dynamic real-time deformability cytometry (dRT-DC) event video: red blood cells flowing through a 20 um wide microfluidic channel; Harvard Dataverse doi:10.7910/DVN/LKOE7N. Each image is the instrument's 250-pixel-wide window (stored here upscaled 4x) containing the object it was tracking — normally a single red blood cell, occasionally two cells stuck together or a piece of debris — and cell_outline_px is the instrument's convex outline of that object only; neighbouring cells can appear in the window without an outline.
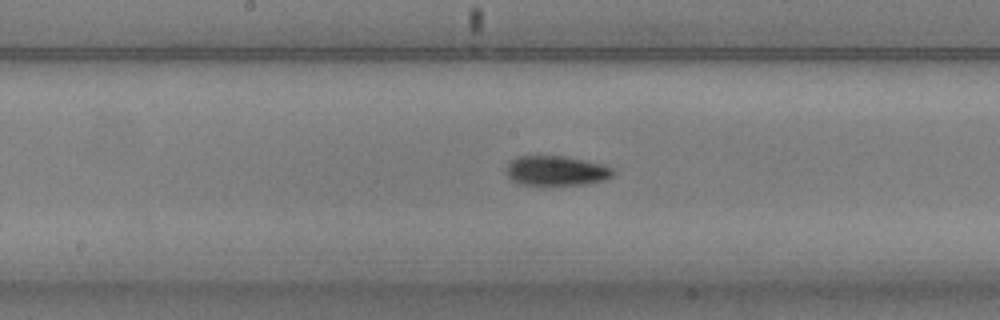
{"species": "common noctule bat (a hibernating species)", "species_latin": "Nyctalus noctula", "temperature_condition": "warm", "stored_images_in_passage": 54, "camera_frame_rate_fps": 3000, "um_per_image_px": 0.085, "animal": {"sex": "male", "body_mass_g": 20.5, "forearm_length_mm": 52.5}, "frame": {"image": 1, "passage_image": 27, "time_ms": 8.667, "image_size_px": [1000, 320], "cell_outline_px": [[616, 172], [612, 176], [604, 180], [584, 184], [524, 184], [512, 180], [504, 172], [508, 160], [516, 156], [564, 156], [604, 164], [612, 168]], "centroid_in_image_um": [47.26, 14.49], "position_along_channel_um": 200.9, "area_um2": 18.55}}
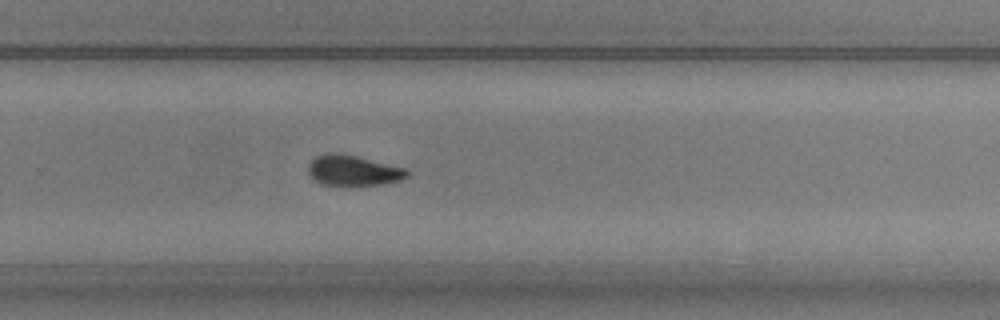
{"frame": {"image": 2, "passage_image": 35, "time_ms": 11.333, "image_size_px": [1000, 320], "cell_outline_px": [[408, 176], [400, 180], [380, 184], [344, 188], [320, 184], [308, 172], [308, 164], [316, 156], [324, 152], [340, 152], [408, 168]], "centroid_in_image_um": [30.0, 14.51], "position_along_channel_um": 299.8, "area_um2": 18.32}}
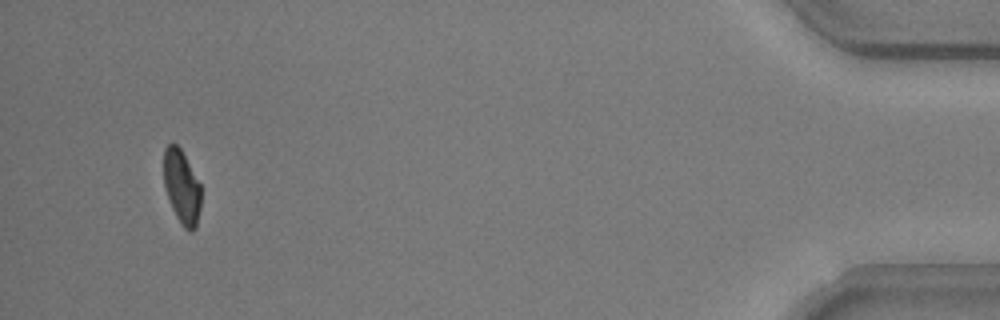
{"frame": {"image": 3, "passage_image": 51, "time_ms": 16.667, "image_size_px": [1000, 320], "cell_outline_px": [[200, 208], [196, 228], [192, 232], [188, 232], [180, 224], [172, 208], [164, 184], [164, 148], [168, 144], [176, 144], [180, 148], [200, 184]], "centroid_in_image_um": [15.45, 15.93], "position_along_channel_um": 419.8, "area_um2": 15.9}, "authors_computed_cell_mechanics": {"area_um2": 17.8024, "velocity_mm_per_s": 3.7278, "shape_relaxation_time_tau1_ms": 6.2426, "shape_relaxation_time_tau2_ms": 2.6972, "deformation_change_tau1": 0.1924, "deformation_change_tau2": 0.0817}}